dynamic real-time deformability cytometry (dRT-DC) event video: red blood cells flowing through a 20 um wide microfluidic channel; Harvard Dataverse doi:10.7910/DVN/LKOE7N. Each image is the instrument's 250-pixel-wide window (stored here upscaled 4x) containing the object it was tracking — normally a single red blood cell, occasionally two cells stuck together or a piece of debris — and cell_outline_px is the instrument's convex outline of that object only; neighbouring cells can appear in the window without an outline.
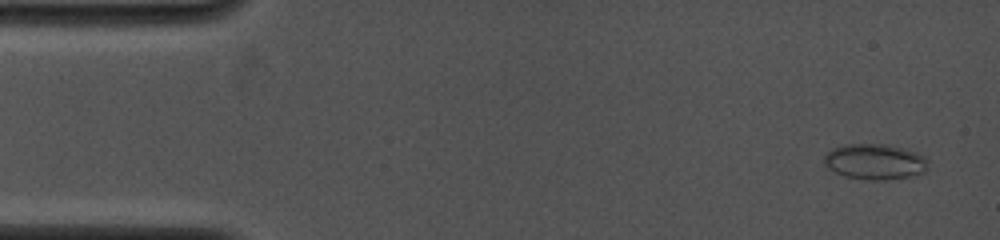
{"species": "common noctule bat (a hibernating species)", "species_latin": "Nyctalus noctula", "temperature_condition": "cold", "stored_images_in_passage": 5, "camera_frame_rate_fps": 4000, "um_per_image_px": 0.085, "animal": {"sex": "female", "body_mass_g": 19.0, "forearm_length_mm": 53.3}, "frame": {"image": 1, "passage_image": 1, "time_ms": 0.0, "image_size_px": [1000, 240], "cell_outline_px": [[928, 168], [924, 172], [908, 176], [884, 180], [872, 180], [844, 176], [828, 168], [824, 164], [824, 156], [832, 148], [844, 144], [884, 144], [904, 148], [916, 152], [924, 156], [928, 160]], "centroid_in_image_um": [74.36, 13.73], "position_along_channel_um": 10.6, "area_um2": 21.56}}
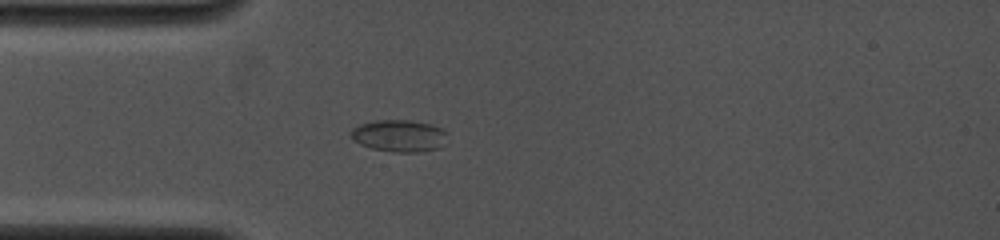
{"frame": {"image": 2, "passage_image": 5, "time_ms": 3.5, "image_size_px": [1000, 240], "cell_outline_px": [[448, 132], [440, 148], [420, 152], [392, 152], [372, 148], [360, 144], [352, 140], [352, 128], [360, 124], [372, 120], [412, 120], [432, 124]], "centroid_in_image_um": [33.93, 11.53], "position_along_channel_um": 51.1, "area_um2": 18.09}}